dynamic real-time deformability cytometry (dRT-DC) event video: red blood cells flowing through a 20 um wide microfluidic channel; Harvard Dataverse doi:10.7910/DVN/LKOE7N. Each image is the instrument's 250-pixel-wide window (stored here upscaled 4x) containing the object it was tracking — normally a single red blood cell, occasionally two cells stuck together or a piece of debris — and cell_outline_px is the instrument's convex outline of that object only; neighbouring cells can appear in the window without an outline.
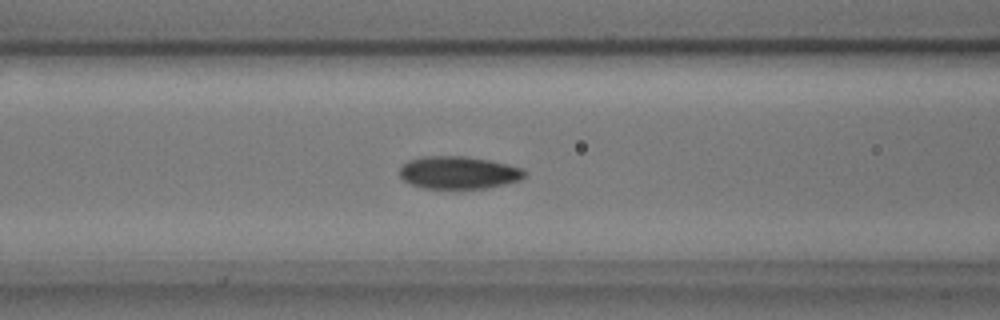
{"species": "common noctule bat (a hibernating species)", "species_latin": "Nyctalus noctula", "temperature_condition": "cold", "stored_images_in_passage": 7, "camera_frame_rate_fps": 3000, "um_per_image_px": 0.085, "animal": {"sex": "male", "body_mass_g": 17.9, "forearm_length_mm": 54.2}, "frame": {"image": 1, "passage_image": 7, "time_ms": 2.0, "image_size_px": [1000, 320], "cell_outline_px": [[528, 172], [520, 180], [504, 184], [484, 188], [424, 188], [412, 184], [404, 180], [400, 176], [400, 168], [408, 160], [424, 156], [464, 156], [488, 160], [524, 168]], "centroid_in_image_um": [38.99, 14.66], "position_along_channel_um": 127.6, "area_um2": 23.58}}